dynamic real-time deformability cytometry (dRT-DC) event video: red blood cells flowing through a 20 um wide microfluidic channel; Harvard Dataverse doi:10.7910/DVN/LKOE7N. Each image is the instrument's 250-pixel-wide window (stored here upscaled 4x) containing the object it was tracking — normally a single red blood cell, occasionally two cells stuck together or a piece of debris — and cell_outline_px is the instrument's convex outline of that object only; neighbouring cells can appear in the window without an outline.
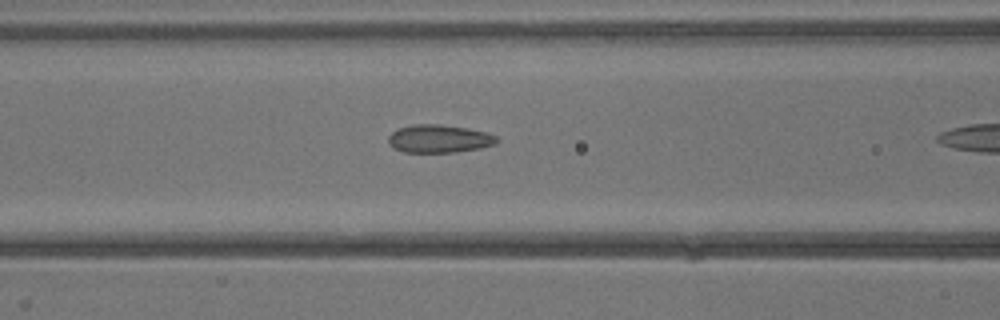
{"species": "common noctule bat (a hibernating species)", "species_latin": "Nyctalus noctula", "temperature_condition": "warm", "stored_images_in_passage": 11, "camera_frame_rate_fps": 3000, "um_per_image_px": 0.085, "animal": {"sex": "male", "body_mass_g": 13.3}, "frame": {"image": 1, "passage_image": 10, "time_ms": 3.0, "image_size_px": [1000, 320], "cell_outline_px": [[500, 140], [496, 144], [480, 148], [456, 152], [404, 152], [392, 148], [388, 144], [388, 136], [392, 132], [400, 128], [412, 124], [440, 124], [464, 128], [484, 132], [496, 136]], "centroid_in_image_um": [37.29, 11.8], "position_along_channel_um": 129.3, "area_um2": 17.69}}